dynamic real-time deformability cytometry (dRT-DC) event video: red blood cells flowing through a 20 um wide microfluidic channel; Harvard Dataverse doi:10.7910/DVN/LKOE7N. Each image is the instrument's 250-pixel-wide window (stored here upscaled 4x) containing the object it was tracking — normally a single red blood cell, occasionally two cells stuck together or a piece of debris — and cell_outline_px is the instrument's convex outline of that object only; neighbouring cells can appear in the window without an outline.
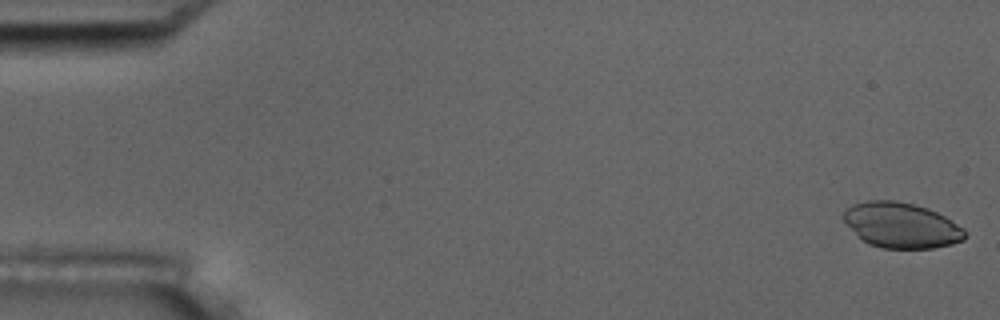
{"species": "common noctule bat (a hibernating species)", "species_latin": "Nyctalus noctula", "temperature_condition": "room temperature", "stored_images_in_passage": 11, "camera_frame_rate_fps": 3000, "um_per_image_px": 0.085, "animal": {"sex": "male", "body_mass_g": 17.5, "forearm_length_mm": 52.3}, "frame": {"image": 1, "passage_image": 1, "time_ms": 0.0, "image_size_px": [1000, 320], "cell_outline_px": [[968, 236], [964, 240], [952, 244], [932, 248], [880, 248], [868, 244], [844, 220], [844, 208], [852, 204], [868, 200], [896, 200], [916, 204], [928, 208], [944, 216], [964, 228]], "centroid_in_image_um": [76.65, 19.13], "position_along_channel_um": 8.3, "area_um2": 32.08}}